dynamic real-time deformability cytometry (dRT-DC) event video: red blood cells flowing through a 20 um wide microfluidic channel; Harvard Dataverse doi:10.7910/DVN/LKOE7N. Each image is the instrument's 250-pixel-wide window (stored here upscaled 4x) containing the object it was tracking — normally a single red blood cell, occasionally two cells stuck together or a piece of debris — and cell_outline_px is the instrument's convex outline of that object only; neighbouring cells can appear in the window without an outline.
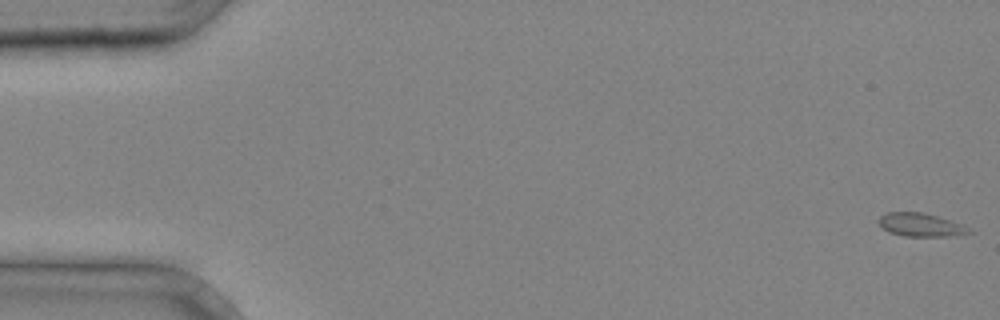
{"species": "common noctule bat (a hibernating species)", "species_latin": "Nyctalus noctula", "temperature_condition": "cold", "stored_images_in_passage": 4, "camera_frame_rate_fps": 3000, "um_per_image_px": 0.085, "animal": {"sex": "male", "body_mass_g": 20.4}, "frame": {"image": 1, "passage_image": 4, "time_ms": 1.0, "image_size_px": [1000, 320], "cell_outline_px": [[976, 232], [948, 236], [904, 236], [888, 232], [876, 220], [880, 216], [888, 212], [924, 212], [964, 224]], "centroid_in_image_um": [78.29, 19.11], "position_along_channel_um": 6.7, "area_um2": 12.43}}